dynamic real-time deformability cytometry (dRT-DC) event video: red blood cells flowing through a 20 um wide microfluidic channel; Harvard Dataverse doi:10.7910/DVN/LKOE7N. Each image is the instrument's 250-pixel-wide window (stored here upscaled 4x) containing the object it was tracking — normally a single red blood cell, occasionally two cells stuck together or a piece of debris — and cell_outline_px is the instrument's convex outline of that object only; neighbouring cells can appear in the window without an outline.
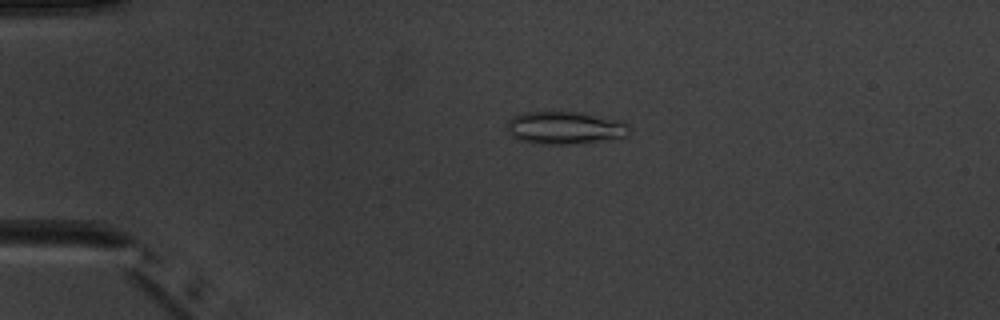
{"species": "common noctule bat (a hibernating species)", "species_latin": "Nyctalus noctula", "temperature_condition": "warm", "stored_images_in_passage": 5, "camera_frame_rate_fps": 3000, "um_per_image_px": 0.085, "animal": {"sex": "male", "body_mass_g": 20.1, "forearm_length_mm": 53.5}, "frame": {"image": 1, "passage_image": 3, "time_ms": 3.333, "image_size_px": [1000, 320], "cell_outline_px": [[628, 136], [620, 140], [576, 144], [536, 144], [520, 140], [512, 136], [504, 128], [508, 120], [512, 116], [524, 112], [576, 112], [616, 120], [624, 124], [628, 128]], "centroid_in_image_um": [47.98, 10.9], "position_along_channel_um": 37.0, "area_um2": 23.58}}
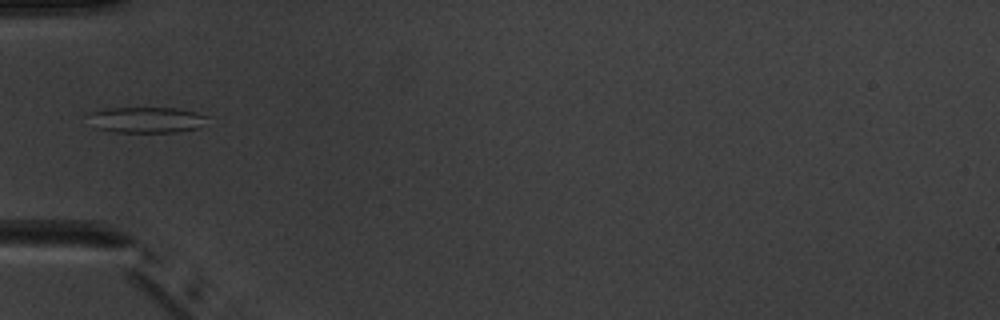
{"frame": {"image": 2, "passage_image": 5, "time_ms": 5.333, "image_size_px": [1000, 320], "cell_outline_px": [[208, 116], [196, 128], [176, 132], [112, 132], [92, 128], [92, 112], [108, 108], [176, 108], [196, 112]], "centroid_in_image_um": [12.42, 10.19], "position_along_channel_um": 72.6, "area_um2": 17.63}}